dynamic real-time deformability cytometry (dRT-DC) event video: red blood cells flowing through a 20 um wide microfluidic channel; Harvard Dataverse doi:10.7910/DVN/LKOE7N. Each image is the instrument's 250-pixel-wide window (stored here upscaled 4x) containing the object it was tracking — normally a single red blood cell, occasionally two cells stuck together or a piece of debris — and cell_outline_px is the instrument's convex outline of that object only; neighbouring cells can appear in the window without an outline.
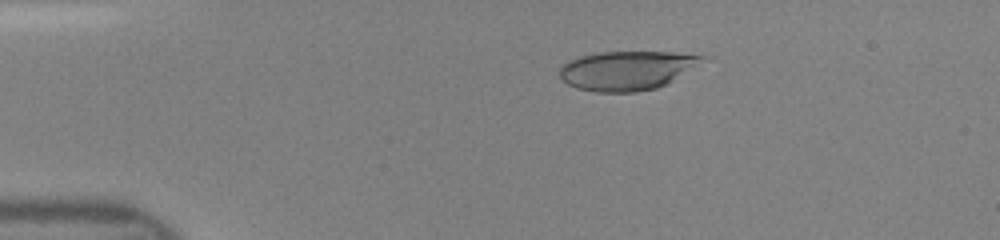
{"species": "human", "species_latin": "Homo sapiens", "temperature_condition": "room temperature", "stored_images_in_passage": 47, "camera_frame_rate_fps": 3000, "um_per_image_px": 0.085, "donor": {"sex": "female"}, "frame": {"image": 1, "passage_image": 9, "time_ms": 2.667, "image_size_px": [1000, 240], "cell_outline_px": [[704, 56], [668, 84], [656, 88], [636, 92], [596, 92], [576, 88], [568, 84], [560, 76], [560, 68], [568, 60], [580, 56], [600, 52], [672, 52]], "centroid_in_image_um": [53.17, 6.0], "position_along_channel_um": 31.8, "area_um2": 31.79}}
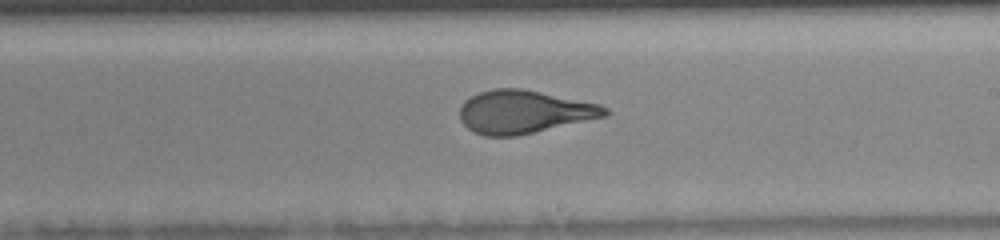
{"frame": {"image": 2, "passage_image": 28, "time_ms": 9.0, "image_size_px": [1000, 240], "cell_outline_px": [[612, 112], [608, 116], [516, 136], [484, 136], [472, 132], [460, 120], [460, 108], [464, 100], [480, 92], [492, 88], [520, 88], [600, 104], [608, 108]], "centroid_in_image_um": [44.54, 9.51], "position_along_channel_um": 244.5, "area_um2": 36.53}}
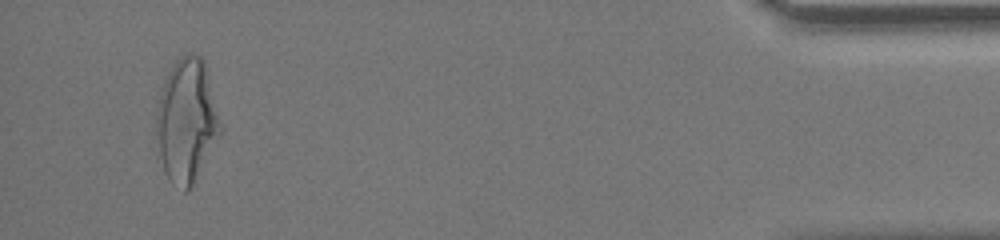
{"frame": {"image": 3, "passage_image": 45, "time_ms": 14.667, "image_size_px": [1000, 240], "cell_outline_px": [[220, 132], [188, 192], [184, 192], [172, 184], [164, 168], [160, 152], [156, 132], [156, 112], [164, 80], [168, 72], [176, 60], [180, 56], [188, 52], [192, 52], [200, 56], [204, 60], [220, 124]], "centroid_in_image_um": [15.83, 10.22], "position_along_channel_um": 419.4, "area_um2": 44.91}}